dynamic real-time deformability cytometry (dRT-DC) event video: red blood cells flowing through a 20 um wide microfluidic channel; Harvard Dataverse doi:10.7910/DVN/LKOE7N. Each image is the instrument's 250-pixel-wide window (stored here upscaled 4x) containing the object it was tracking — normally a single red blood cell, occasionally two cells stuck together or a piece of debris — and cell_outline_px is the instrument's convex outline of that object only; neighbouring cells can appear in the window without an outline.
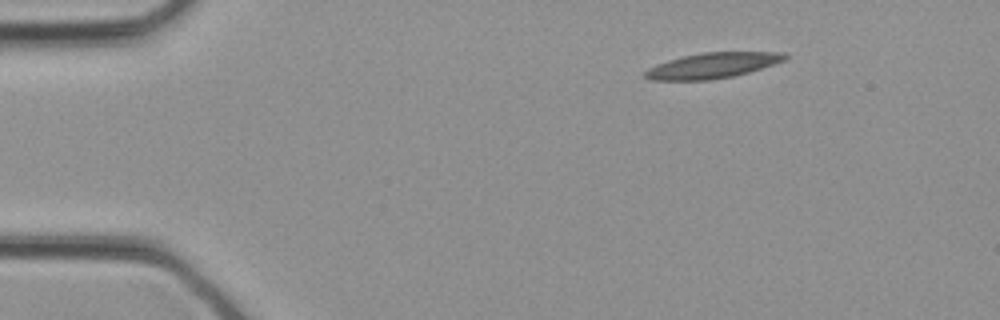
{"species": "common noctule bat (a hibernating species)", "species_latin": "Nyctalus noctula", "temperature_condition": "cold", "stored_images_in_passage": 6, "camera_frame_rate_fps": 3000, "um_per_image_px": 0.085, "animal": {"sex": "female", "body_mass_g": 21.9}, "frame": {"image": 1, "passage_image": 1, "time_ms": 0.0, "image_size_px": [1000, 320], "cell_outline_px": [[788, 56], [784, 60], [748, 72], [732, 76], [708, 80], [652, 80], [644, 76], [644, 72], [648, 68], [656, 64], [668, 60], [684, 56], [704, 52], [784, 52]], "centroid_in_image_um": [60.52, 5.56], "position_along_channel_um": 24.5, "area_um2": 20.46}}